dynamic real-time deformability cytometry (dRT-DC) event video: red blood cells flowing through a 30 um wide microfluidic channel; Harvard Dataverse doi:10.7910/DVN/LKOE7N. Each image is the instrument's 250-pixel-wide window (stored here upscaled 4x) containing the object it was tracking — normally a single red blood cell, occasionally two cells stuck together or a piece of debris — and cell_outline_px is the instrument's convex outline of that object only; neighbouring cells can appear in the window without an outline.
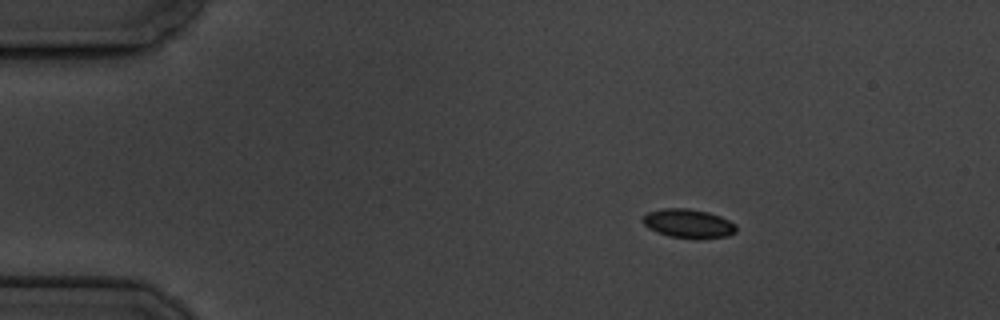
{"species": "common noctule bat (a hibernating species)", "species_latin": "Nyctalus noctula", "temperature_condition": "cold", "stored_images_in_passage": 3, "camera_frame_rate_fps": 3000, "um_per_image_px": 0.085, "animal": {"sex": "male", "body_mass_g": 19.5, "forearm_length_mm": 54.6}, "frame": {"image": 1, "passage_image": 1, "time_ms": 0.0, "image_size_px": [1000, 320], "cell_outline_px": [[736, 232], [728, 236], [696, 240], [668, 236], [656, 232], [648, 228], [644, 224], [644, 216], [648, 212], [664, 208], [688, 208], [708, 212], [720, 216], [736, 224]], "centroid_in_image_um": [58.54, 19.02], "position_along_channel_um": 26.5, "area_um2": 15.95}}